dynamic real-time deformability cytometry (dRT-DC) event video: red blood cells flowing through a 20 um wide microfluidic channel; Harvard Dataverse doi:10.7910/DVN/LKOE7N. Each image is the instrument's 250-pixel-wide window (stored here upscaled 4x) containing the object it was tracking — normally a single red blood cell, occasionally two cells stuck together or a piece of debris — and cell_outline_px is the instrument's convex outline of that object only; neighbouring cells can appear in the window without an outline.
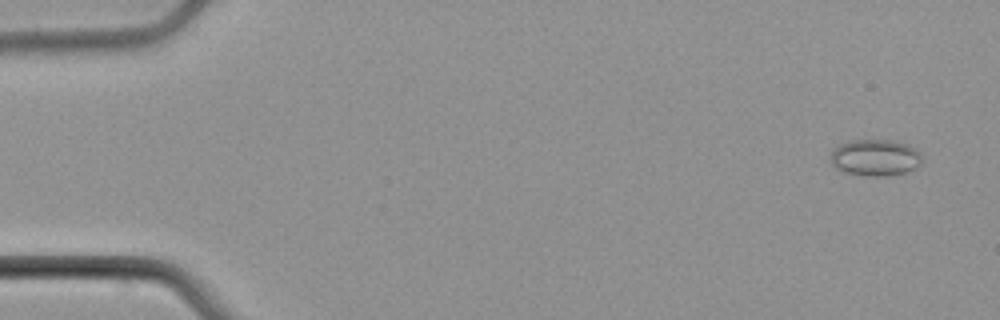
{"species": "common noctule bat (a hibernating species)", "species_latin": "Nyctalus noctula", "temperature_condition": "cold", "stored_images_in_passage": 4, "camera_frame_rate_fps": 3000, "um_per_image_px": 0.085, "animal": {"sex": "male", "body_mass_g": 21.5, "forearm_length_mm": 52.0}, "frame": {"image": 1, "passage_image": 1, "time_ms": 0.0, "image_size_px": [1000, 320], "cell_outline_px": [[920, 164], [916, 168], [908, 172], [888, 176], [864, 176], [844, 172], [836, 168], [832, 164], [832, 148], [840, 144], [852, 140], [892, 140], [908, 144], [916, 148], [920, 152]], "centroid_in_image_um": [74.41, 13.4], "position_along_channel_um": 10.6, "area_um2": 19.65}}